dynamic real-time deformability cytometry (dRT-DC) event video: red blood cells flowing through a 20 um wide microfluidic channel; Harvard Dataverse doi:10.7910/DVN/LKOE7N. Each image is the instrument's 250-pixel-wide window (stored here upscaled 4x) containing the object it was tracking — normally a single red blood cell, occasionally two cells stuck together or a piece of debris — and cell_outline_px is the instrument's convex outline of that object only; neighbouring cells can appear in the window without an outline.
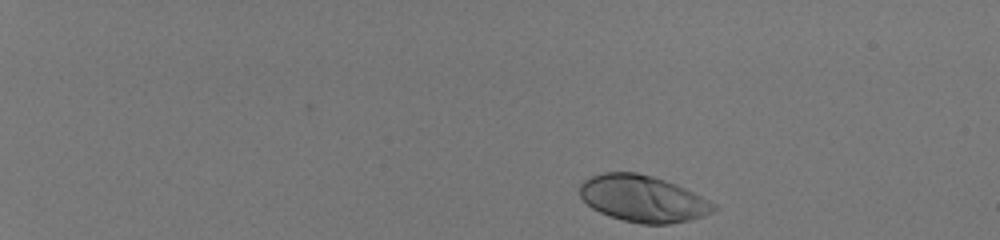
{"species": "human", "species_latin": "Homo sapiens", "temperature_condition": "room temperature", "stored_images_in_passage": 43, "camera_frame_rate_fps": 3000, "um_per_image_px": 0.085, "donor": {"sex": "male"}, "frame": {"image": 1, "passage_image": 1, "time_ms": 0.0, "image_size_px": [1000, 240], "cell_outline_px": [[716, 208], [712, 212], [704, 216], [688, 220], [668, 224], [640, 224], [608, 216], [592, 208], [580, 196], [580, 184], [584, 180], [592, 176], [604, 172], [636, 172], [652, 176], [676, 184], [716, 204]], "centroid_in_image_um": [54.63, 16.89], "position_along_channel_um": 30.4, "area_um2": 36.13}}
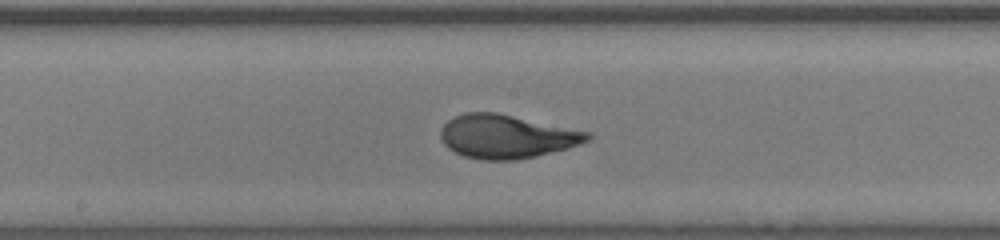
{"frame": {"image": 2, "passage_image": 25, "time_ms": 8.0, "image_size_px": [1000, 240], "cell_outline_px": [[592, 136], [588, 140], [580, 144], [568, 148], [536, 156], [516, 160], [480, 160], [464, 156], [448, 148], [444, 144], [440, 136], [440, 128], [448, 120], [464, 112], [496, 112], [592, 132]], "centroid_in_image_um": [43.06, 11.6], "position_along_channel_um": 205.1, "area_um2": 37.45}}
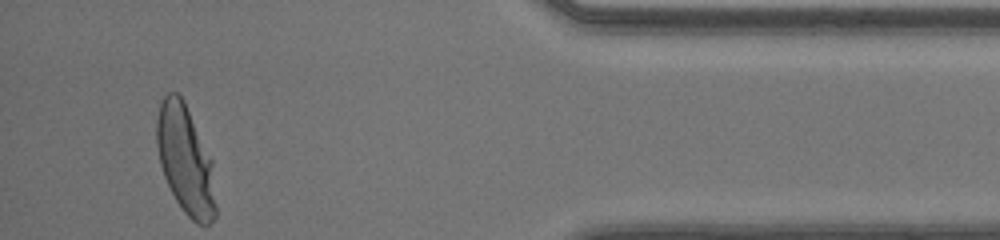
{"frame": {"image": 3, "passage_image": 43, "time_ms": 14.0, "image_size_px": [1000, 240], "cell_outline_px": [[216, 216], [208, 224], [196, 224], [184, 212], [176, 200], [164, 176], [160, 164], [156, 144], [156, 120], [160, 100], [168, 92], [176, 92], [184, 100], [212, 160], [216, 204]], "centroid_in_image_um": [15.75, 13.58], "position_along_channel_um": 419.5, "area_um2": 37.45}, "authors_computed_cell_mechanics": {"area_um2": 36.2406, "velocity_mm_per_s": 4.1228, "shape_relaxation_time_tau1_ms": 4.341, "shape_relaxation_time_tau2_ms": null, "deformation_change_tau1": 0.2337, "deformation_change_tau2": null}}